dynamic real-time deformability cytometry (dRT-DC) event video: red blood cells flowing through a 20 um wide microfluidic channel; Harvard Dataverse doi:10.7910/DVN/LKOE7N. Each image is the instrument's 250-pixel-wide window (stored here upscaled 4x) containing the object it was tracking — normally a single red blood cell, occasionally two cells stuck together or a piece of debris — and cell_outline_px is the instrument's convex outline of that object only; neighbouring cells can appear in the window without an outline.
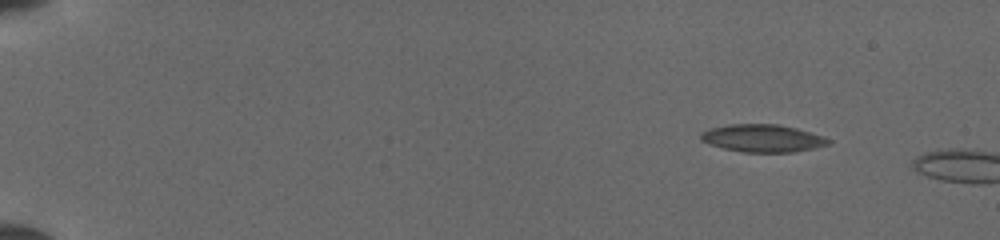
{"species": "common noctule bat (a hibernating species)", "species_latin": "Nyctalus noctula", "temperature_condition": "cold", "stored_images_in_passage": 13, "camera_frame_rate_fps": 3000, "um_per_image_px": 0.085, "animal": {"sex": "female", "body_mass_g": 19.5, "forearm_length_mm": 54.1}, "frame": {"image": 1, "passage_image": 1, "time_ms": 0.0, "image_size_px": [1000, 240], "cell_outline_px": [[832, 140], [828, 144], [812, 148], [788, 152], [744, 152], [724, 148], [700, 140], [700, 132], [708, 128], [728, 124], [780, 124], [796, 128], [824, 136]], "centroid_in_image_um": [64.79, 11.73], "position_along_channel_um": 20.2, "area_um2": 20.4}}